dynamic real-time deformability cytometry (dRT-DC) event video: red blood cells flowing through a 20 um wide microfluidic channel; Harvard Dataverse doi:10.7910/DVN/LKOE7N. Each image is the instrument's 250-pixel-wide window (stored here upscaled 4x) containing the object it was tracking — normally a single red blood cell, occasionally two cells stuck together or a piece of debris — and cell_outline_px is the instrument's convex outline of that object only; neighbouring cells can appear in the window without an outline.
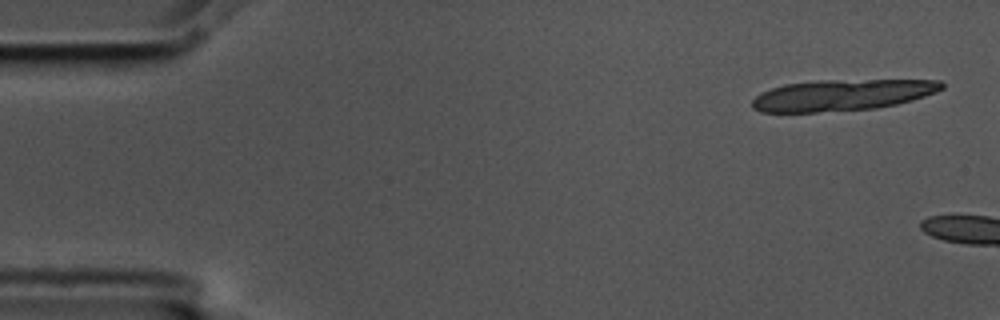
{"species": "common noctule bat (a hibernating species)", "species_latin": "Nyctalus noctula", "temperature_condition": "cold", "stored_images_in_passage": 5, "camera_frame_rate_fps": 3000, "um_per_image_px": 0.085, "animal": {"sex": "male", "body_mass_g": 17.5, "forearm_length_mm": 52.3}, "frame": {"image": 1, "passage_image": 2, "time_ms": 0.333, "image_size_px": [1000, 320], "cell_outline_px": [[944, 88], [936, 92], [912, 100], [896, 104], [876, 108], [816, 112], [760, 112], [752, 108], [752, 100], [760, 92], [784, 84], [816, 80], [940, 80], [944, 84]], "centroid_in_image_um": [71.55, 8.07], "position_along_channel_um": 13.4, "area_um2": 34.51}}